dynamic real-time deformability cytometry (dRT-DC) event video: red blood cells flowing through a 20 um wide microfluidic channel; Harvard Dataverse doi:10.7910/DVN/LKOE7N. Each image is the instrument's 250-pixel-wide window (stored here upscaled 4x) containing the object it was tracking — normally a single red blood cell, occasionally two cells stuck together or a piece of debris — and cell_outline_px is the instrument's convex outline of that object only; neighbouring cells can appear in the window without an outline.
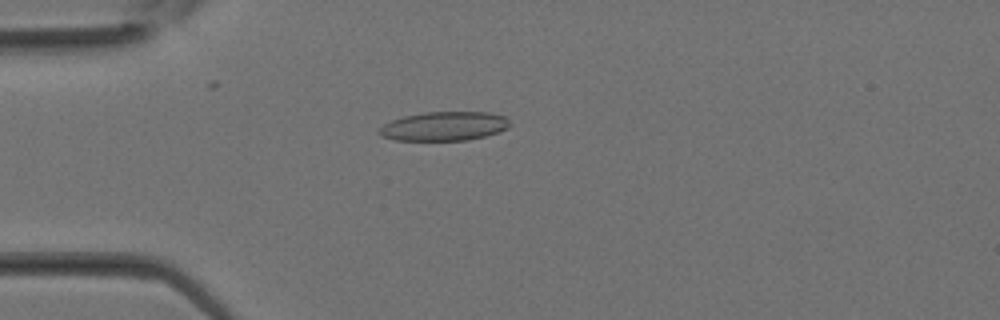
{"species": "Egyptian fruit bat (a non-hibernating species)", "species_latin": "Rousettus aegyptiacus", "temperature_condition": "room temperature", "stored_images_in_passage": 33, "camera_frame_rate_fps": 3000, "um_per_image_px": 0.085, "animal": {"sex": "female"}, "frame": {"image": 1, "passage_image": 9, "time_ms": 2.667, "image_size_px": [1000, 320], "cell_outline_px": [[508, 128], [500, 132], [468, 140], [396, 140], [380, 136], [376, 132], [384, 124], [392, 120], [404, 116], [424, 112], [488, 112], [504, 116], [508, 120]], "centroid_in_image_um": [37.73, 10.73], "position_along_channel_um": 47.3, "area_um2": 22.08}}
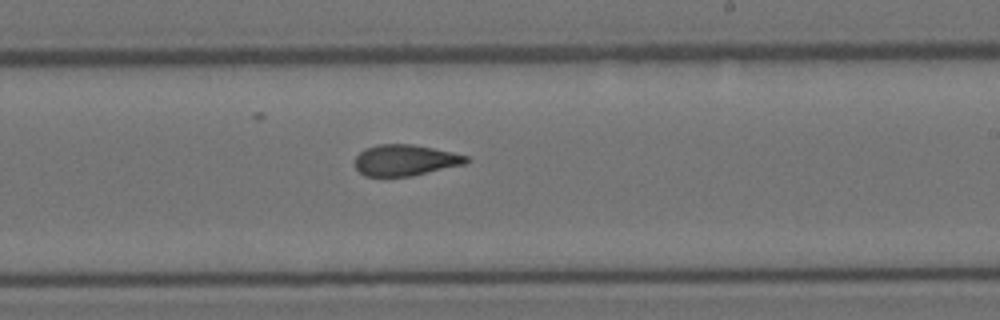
{"frame": {"image": 2, "passage_image": 20, "time_ms": 6.333, "image_size_px": [1000, 320], "cell_outline_px": [[472, 160], [464, 164], [412, 176], [364, 176], [356, 168], [356, 156], [364, 148], [380, 144], [412, 144], [452, 152], [468, 156]], "centroid_in_image_um": [34.45, 13.61], "position_along_channel_um": 254.5, "area_um2": 20.11}}
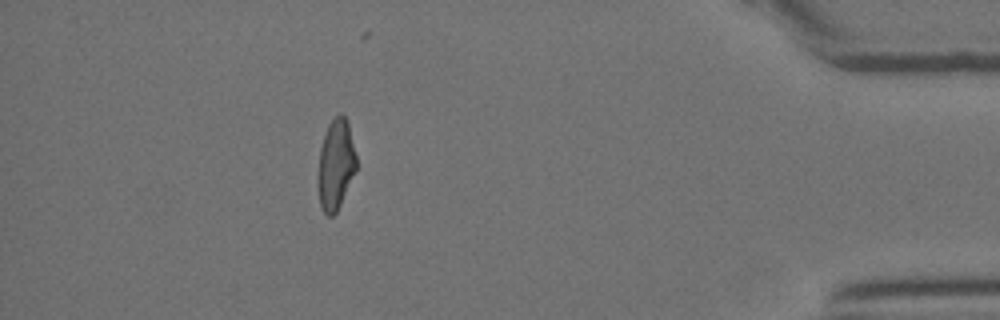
{"frame": {"image": 3, "passage_image": 30, "time_ms": 9.667, "image_size_px": [1000, 320], "cell_outline_px": [[356, 172], [336, 212], [332, 216], [328, 216], [324, 212], [320, 204], [320, 148], [328, 124], [340, 112], [344, 116], [348, 124], [356, 156]], "centroid_in_image_um": [28.58, 13.97], "position_along_channel_um": 406.6, "area_um2": 19.42}}